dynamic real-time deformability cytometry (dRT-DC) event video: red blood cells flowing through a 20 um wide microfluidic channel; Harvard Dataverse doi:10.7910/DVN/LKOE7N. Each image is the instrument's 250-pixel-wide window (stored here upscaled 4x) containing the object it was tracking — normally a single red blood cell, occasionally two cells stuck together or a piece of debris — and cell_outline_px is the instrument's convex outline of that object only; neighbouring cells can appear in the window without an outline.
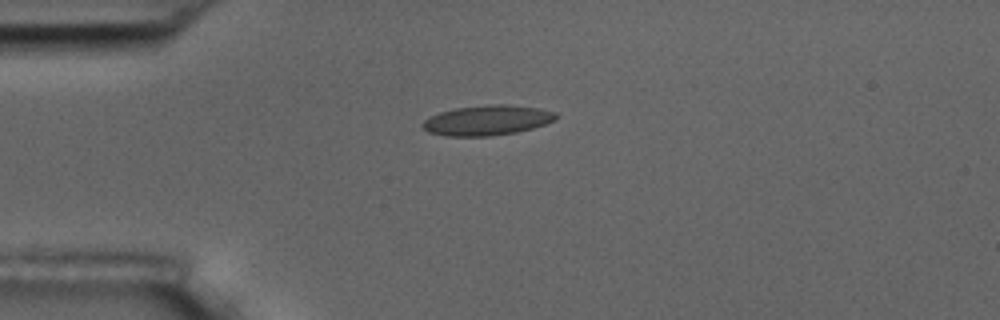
{"species": "common noctule bat (a hibernating species)", "species_latin": "Nyctalus noctula", "temperature_condition": "room temperature", "stored_images_in_passage": 10, "camera_frame_rate_fps": 3000, "um_per_image_px": 0.085, "animal": {"sex": "male", "body_mass_g": 17.5, "forearm_length_mm": 52.3}, "frame": {"image": 1, "passage_image": 4, "time_ms": 4.333, "image_size_px": [1000, 320], "cell_outline_px": [[556, 120], [532, 128], [516, 132], [492, 136], [444, 136], [428, 132], [420, 124], [428, 116], [440, 112], [456, 108], [488, 104], [508, 104], [540, 108], [556, 112]], "centroid_in_image_um": [41.39, 10.22], "position_along_channel_um": 43.6, "area_um2": 23.52}}
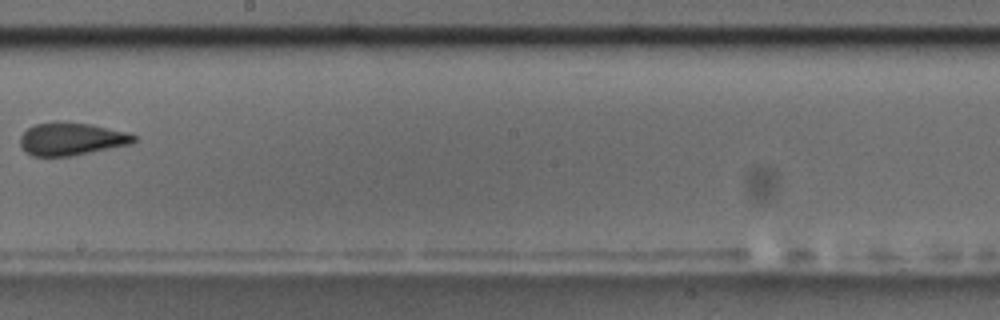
{"frame": {"image": 2, "passage_image": 9, "time_ms": 10.333, "image_size_px": [1000, 320], "cell_outline_px": [[136, 140], [128, 144], [72, 156], [32, 156], [24, 152], [20, 144], [20, 136], [28, 128], [36, 124], [64, 120], [92, 124], [128, 132], [136, 136]], "centroid_in_image_um": [6.04, 11.79], "position_along_channel_um": 242.2, "area_um2": 21.85}}
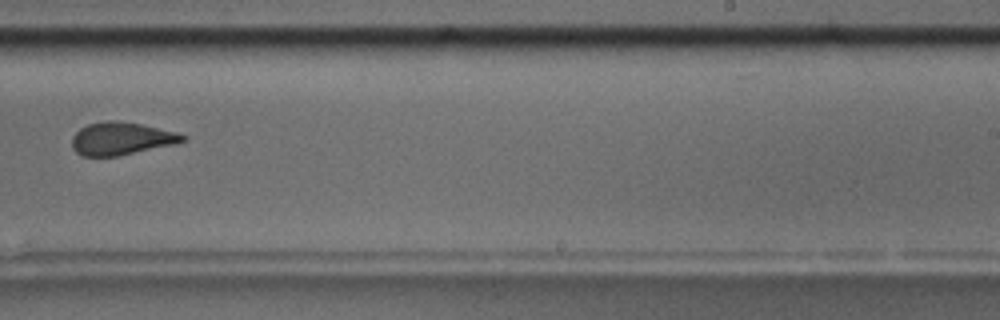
{"frame": {"image": 3, "passage_image": 10, "time_ms": 11.333, "image_size_px": [1000, 320], "cell_outline_px": [[188, 140], [172, 144], [116, 156], [80, 156], [72, 148], [72, 136], [80, 128], [88, 124], [108, 120], [120, 120], [140, 124], [176, 132], [188, 136]], "centroid_in_image_um": [10.28, 11.77], "position_along_channel_um": 278.7, "area_um2": 20.98}}